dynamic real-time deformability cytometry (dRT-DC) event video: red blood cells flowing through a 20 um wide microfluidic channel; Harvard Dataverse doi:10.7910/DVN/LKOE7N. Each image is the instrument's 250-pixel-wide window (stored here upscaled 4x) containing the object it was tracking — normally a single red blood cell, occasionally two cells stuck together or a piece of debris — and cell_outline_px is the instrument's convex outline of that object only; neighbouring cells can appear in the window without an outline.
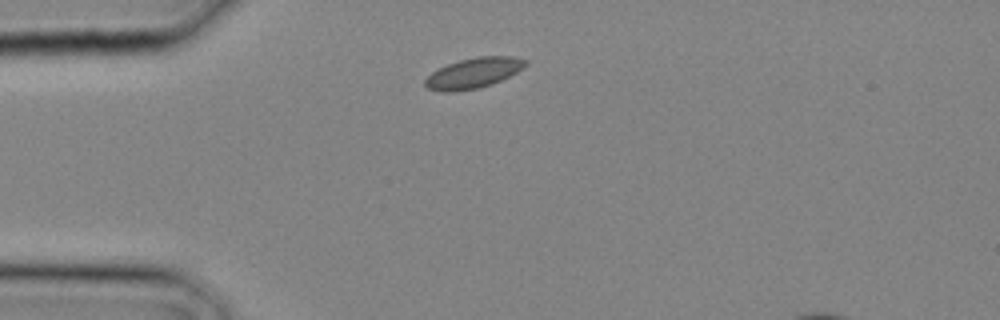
{"species": "common noctule bat (a hibernating species)", "species_latin": "Nyctalus noctula", "temperature_condition": "cold", "stored_images_in_passage": 1, "camera_frame_rate_fps": 3000, "um_per_image_px": 0.085, "animal": {"sex": "male", "body_mass_g": 20.4}, "frame": {"image": 1, "passage_image": 1, "time_ms": 0.0, "image_size_px": [1000, 320], "cell_outline_px": [[528, 64], [524, 68], [492, 84], [480, 88], [452, 92], [440, 92], [428, 88], [424, 84], [424, 80], [432, 72], [448, 64], [460, 60], [476, 56], [512, 56], [528, 60]], "centroid_in_image_um": [40.26, 6.21], "position_along_channel_um": 44.7, "area_um2": 17.8}}